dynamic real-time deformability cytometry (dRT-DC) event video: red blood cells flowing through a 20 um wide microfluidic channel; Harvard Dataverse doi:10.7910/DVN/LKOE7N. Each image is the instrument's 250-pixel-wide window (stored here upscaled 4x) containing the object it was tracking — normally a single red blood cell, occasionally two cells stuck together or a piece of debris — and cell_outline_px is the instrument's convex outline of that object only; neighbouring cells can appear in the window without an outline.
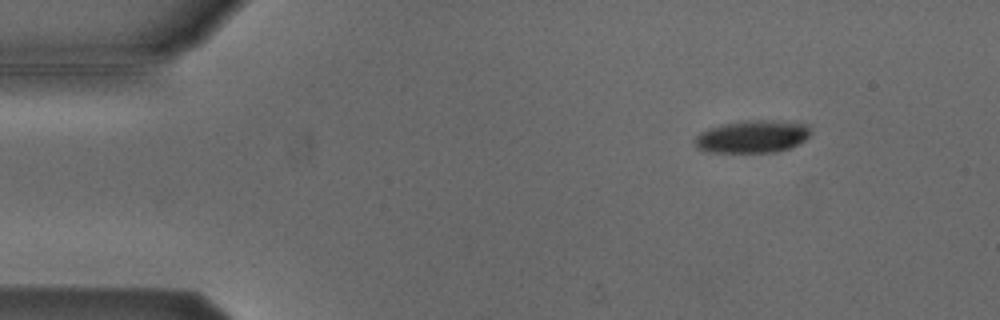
{"species": "Egyptian fruit bat (a non-hibernating species)", "species_latin": "Rousettus aegyptiacus", "temperature_condition": "cold", "stored_images_in_passage": 50, "camera_frame_rate_fps": 3000, "um_per_image_px": 0.085, "animal": {"sex": "male"}, "frame": {"image": 1, "passage_image": 3, "time_ms": 0.667, "image_size_px": [1000, 320], "cell_outline_px": [[808, 136], [804, 140], [788, 148], [776, 152], [708, 152], [696, 148], [696, 136], [700, 132], [708, 128], [724, 124], [744, 120], [776, 120], [808, 124]], "centroid_in_image_um": [63.92, 11.6], "position_along_channel_um": 21.1, "area_um2": 21.79}}
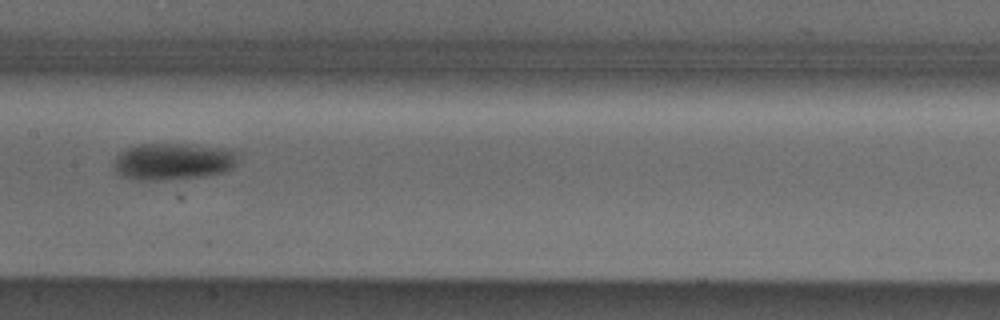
{"frame": {"image": 2, "passage_image": 23, "time_ms": 7.333, "image_size_px": [1000, 320], "cell_outline_px": [[240, 152], [236, 164], [232, 168], [224, 172], [204, 176], [160, 180], [136, 180], [120, 176], [116, 172], [116, 156], [120, 152], [128, 148], [140, 144], [192, 144], [232, 148]], "centroid_in_image_um": [14.8, 13.71], "position_along_channel_um": 192.6, "area_um2": 26.99}}
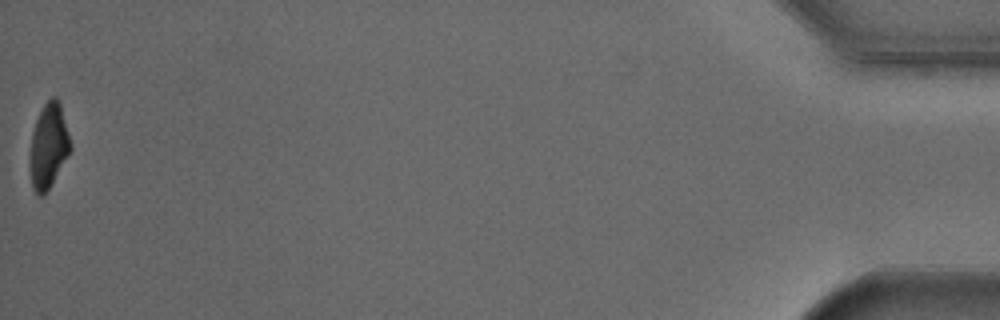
{"frame": {"image": 3, "passage_image": 50, "time_ms": 16.333, "image_size_px": [1000, 320], "cell_outline_px": [[72, 148], [44, 196], [36, 196], [32, 188], [28, 168], [28, 164], [32, 132], [36, 120], [44, 104], [52, 96], [56, 96], [60, 100], [72, 144]], "centroid_in_image_um": [4.11, 12.42], "position_along_channel_um": 431.1, "area_um2": 20.46}, "authors_computed_cell_mechanics": {"area_um2": 23.6402, "velocity_mm_per_s": 3.8055, "shape_relaxation_time_tau1_ms": 2.1988, "shape_relaxation_time_tau2_ms": null, "deformation_change_tau1": 0.0957, "deformation_change_tau2": null}}